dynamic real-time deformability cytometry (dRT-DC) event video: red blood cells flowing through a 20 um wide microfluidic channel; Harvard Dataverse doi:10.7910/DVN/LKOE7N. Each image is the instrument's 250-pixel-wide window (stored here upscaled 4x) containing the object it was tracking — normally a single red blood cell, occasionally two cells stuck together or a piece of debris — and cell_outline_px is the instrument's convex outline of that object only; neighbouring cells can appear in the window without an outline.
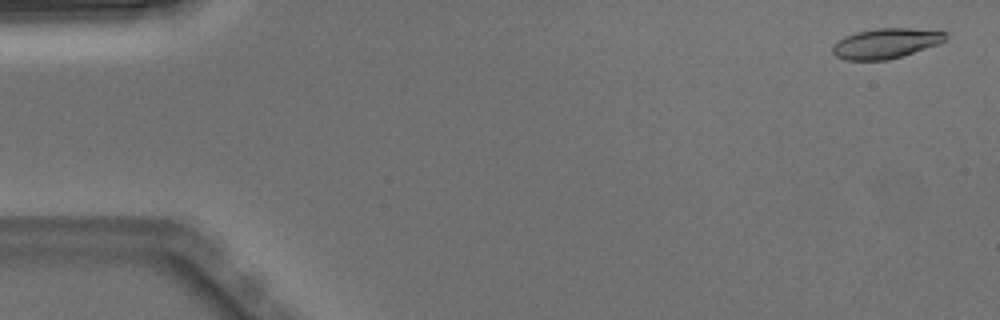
{"species": "Egyptian fruit bat (a non-hibernating species)", "species_latin": "Rousettus aegyptiacus", "temperature_condition": "warm", "stored_images_in_passage": 4, "camera_frame_rate_fps": 3000, "um_per_image_px": 0.085, "animal": {"sex": "male"}, "frame": {"image": 1, "passage_image": 1, "time_ms": 0.0, "image_size_px": [1000, 320], "cell_outline_px": [[948, 36], [940, 44], [888, 60], [844, 60], [836, 56], [832, 52], [832, 48], [844, 36], [856, 32], [876, 28], [912, 28], [948, 32]], "centroid_in_image_um": [75.32, 3.68], "position_along_channel_um": 9.7, "area_um2": 19.83}}
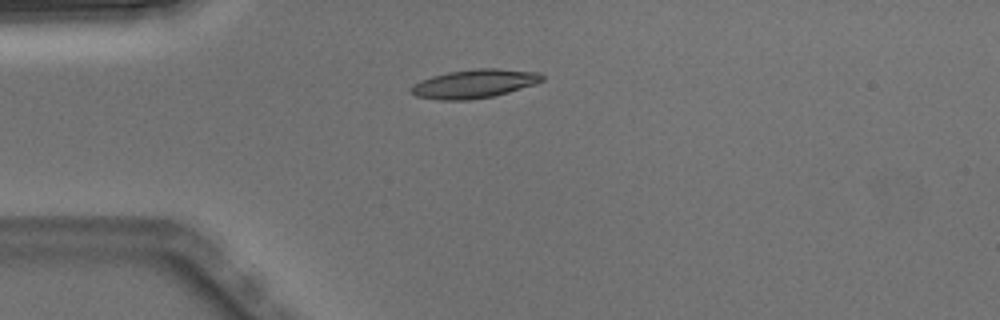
{"frame": {"image": 2, "passage_image": 4, "time_ms": 1.0, "image_size_px": [1000, 320], "cell_outline_px": [[544, 80], [536, 84], [508, 92], [492, 96], [468, 100], [436, 100], [416, 96], [408, 92], [408, 88], [412, 84], [420, 80], [432, 76], [448, 72], [476, 68], [496, 68], [540, 72], [544, 76]], "centroid_in_image_um": [40.28, 7.11], "position_along_channel_um": 44.7, "area_um2": 22.2}}